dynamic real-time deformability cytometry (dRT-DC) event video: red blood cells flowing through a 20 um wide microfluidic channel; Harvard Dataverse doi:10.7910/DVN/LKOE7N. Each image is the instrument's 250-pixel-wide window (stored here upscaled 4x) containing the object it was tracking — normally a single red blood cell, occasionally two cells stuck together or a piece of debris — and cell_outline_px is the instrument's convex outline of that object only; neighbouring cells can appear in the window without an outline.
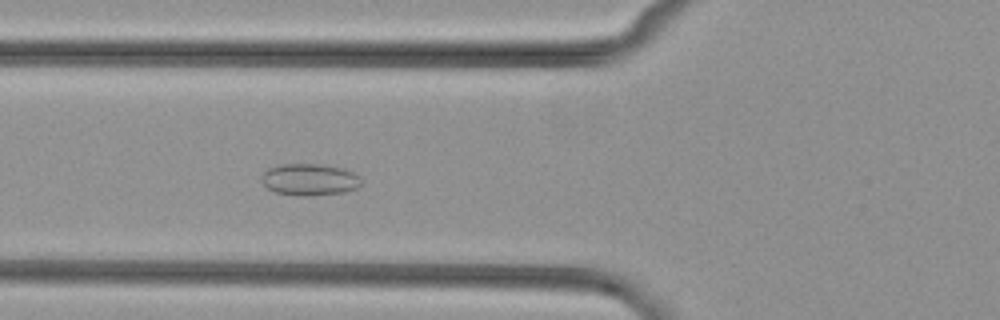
{"species": "common noctule bat (a hibernating species)", "species_latin": "Nyctalus noctula", "temperature_condition": "cold", "stored_images_in_passage": 44, "camera_frame_rate_fps": 3000, "um_per_image_px": 0.085, "animal": {"sex": "female", "body_mass_g": 29.2, "forearm_length_mm": 56.3}, "frame": {"image": 1, "passage_image": 11, "time_ms": 3.333, "image_size_px": [1000, 320], "cell_outline_px": [[360, 184], [356, 188], [344, 192], [308, 196], [304, 196], [276, 192], [268, 188], [264, 184], [260, 176], [268, 168], [280, 164], [324, 164], [344, 168], [360, 176]], "centroid_in_image_um": [26.31, 15.25], "position_along_channel_um": 99.5, "area_um2": 18.44}}
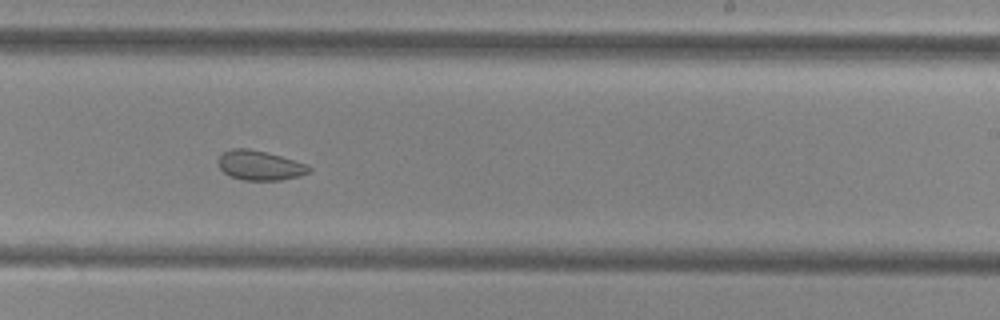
{"frame": {"image": 2, "passage_image": 24, "time_ms": 7.667, "image_size_px": [1000, 320], "cell_outline_px": [[312, 172], [300, 176], [280, 180], [244, 180], [232, 176], [224, 172], [220, 168], [216, 160], [224, 152], [232, 148], [248, 148], [280, 156], [304, 164], [312, 168]], "centroid_in_image_um": [22.07, 14.06], "position_along_channel_um": 266.9, "area_um2": 15.49}}
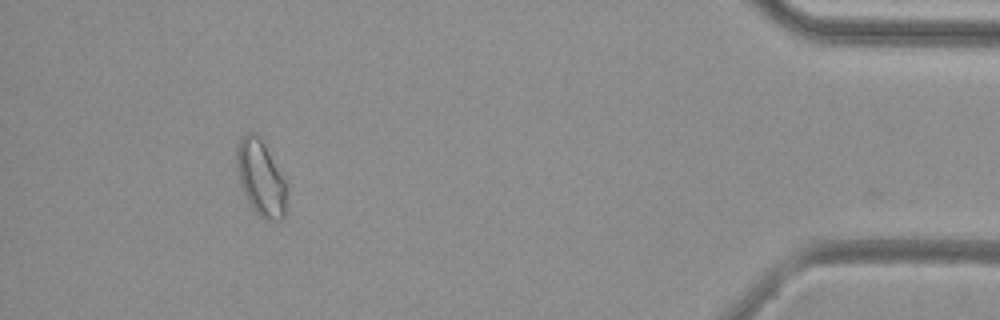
{"frame": {"image": 3, "passage_image": 40, "time_ms": 13.0, "image_size_px": [1000, 320], "cell_outline_px": [[284, 220], [264, 220], [252, 208], [240, 184], [236, 168], [236, 148], [240, 136], [248, 132], [252, 132], [264, 144], [284, 180]], "centroid_in_image_um": [22.1, 15.13], "position_along_channel_um": 413.1, "area_um2": 21.39}}